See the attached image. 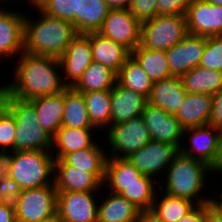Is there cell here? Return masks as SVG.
Segmentation results:
<instances>
[{
    "label": "cell",
    "mask_w": 222,
    "mask_h": 222,
    "mask_svg": "<svg viewBox=\"0 0 222 222\" xmlns=\"http://www.w3.org/2000/svg\"><path fill=\"white\" fill-rule=\"evenodd\" d=\"M85 35L90 39L93 62L110 68L116 74L131 56V51L128 48L99 32H89Z\"/></svg>",
    "instance_id": "cell-21"
},
{
    "label": "cell",
    "mask_w": 222,
    "mask_h": 222,
    "mask_svg": "<svg viewBox=\"0 0 222 222\" xmlns=\"http://www.w3.org/2000/svg\"><path fill=\"white\" fill-rule=\"evenodd\" d=\"M53 175L54 156L51 151H13L9 177L22 190L54 185Z\"/></svg>",
    "instance_id": "cell-5"
},
{
    "label": "cell",
    "mask_w": 222,
    "mask_h": 222,
    "mask_svg": "<svg viewBox=\"0 0 222 222\" xmlns=\"http://www.w3.org/2000/svg\"><path fill=\"white\" fill-rule=\"evenodd\" d=\"M12 1H15V0H4V3L6 5V3ZM19 1V0H18ZM25 1V0H24ZM44 0H27V2H29V6L31 5V8H37Z\"/></svg>",
    "instance_id": "cell-53"
},
{
    "label": "cell",
    "mask_w": 222,
    "mask_h": 222,
    "mask_svg": "<svg viewBox=\"0 0 222 222\" xmlns=\"http://www.w3.org/2000/svg\"><path fill=\"white\" fill-rule=\"evenodd\" d=\"M218 190H220V191H222L221 189H219L218 188ZM211 195V205L212 206H214L219 212H221L222 213V192H221V194L219 193L218 195H220V197L218 196H212V194H210ZM219 198V199H218Z\"/></svg>",
    "instance_id": "cell-51"
},
{
    "label": "cell",
    "mask_w": 222,
    "mask_h": 222,
    "mask_svg": "<svg viewBox=\"0 0 222 222\" xmlns=\"http://www.w3.org/2000/svg\"><path fill=\"white\" fill-rule=\"evenodd\" d=\"M62 127L68 128H95L92 126L87 113L83 93L73 87L64 90V113Z\"/></svg>",
    "instance_id": "cell-29"
},
{
    "label": "cell",
    "mask_w": 222,
    "mask_h": 222,
    "mask_svg": "<svg viewBox=\"0 0 222 222\" xmlns=\"http://www.w3.org/2000/svg\"><path fill=\"white\" fill-rule=\"evenodd\" d=\"M205 216V204L197 205L190 213L182 217L178 222H203Z\"/></svg>",
    "instance_id": "cell-45"
},
{
    "label": "cell",
    "mask_w": 222,
    "mask_h": 222,
    "mask_svg": "<svg viewBox=\"0 0 222 222\" xmlns=\"http://www.w3.org/2000/svg\"><path fill=\"white\" fill-rule=\"evenodd\" d=\"M221 134V130L210 124L184 129L183 138L187 135L189 140L181 144L180 153L210 166L215 158Z\"/></svg>",
    "instance_id": "cell-13"
},
{
    "label": "cell",
    "mask_w": 222,
    "mask_h": 222,
    "mask_svg": "<svg viewBox=\"0 0 222 222\" xmlns=\"http://www.w3.org/2000/svg\"><path fill=\"white\" fill-rule=\"evenodd\" d=\"M194 0H157V15H185Z\"/></svg>",
    "instance_id": "cell-41"
},
{
    "label": "cell",
    "mask_w": 222,
    "mask_h": 222,
    "mask_svg": "<svg viewBox=\"0 0 222 222\" xmlns=\"http://www.w3.org/2000/svg\"><path fill=\"white\" fill-rule=\"evenodd\" d=\"M13 222H23V221H20V220H18V219H15Z\"/></svg>",
    "instance_id": "cell-55"
},
{
    "label": "cell",
    "mask_w": 222,
    "mask_h": 222,
    "mask_svg": "<svg viewBox=\"0 0 222 222\" xmlns=\"http://www.w3.org/2000/svg\"><path fill=\"white\" fill-rule=\"evenodd\" d=\"M53 183L57 192H101L103 184L92 174L54 160ZM101 190V191H100Z\"/></svg>",
    "instance_id": "cell-18"
},
{
    "label": "cell",
    "mask_w": 222,
    "mask_h": 222,
    "mask_svg": "<svg viewBox=\"0 0 222 222\" xmlns=\"http://www.w3.org/2000/svg\"><path fill=\"white\" fill-rule=\"evenodd\" d=\"M212 108V95L187 93L180 105L176 119L183 129L208 124Z\"/></svg>",
    "instance_id": "cell-24"
},
{
    "label": "cell",
    "mask_w": 222,
    "mask_h": 222,
    "mask_svg": "<svg viewBox=\"0 0 222 222\" xmlns=\"http://www.w3.org/2000/svg\"><path fill=\"white\" fill-rule=\"evenodd\" d=\"M3 85L0 84V88ZM16 120L0 102V149L14 151Z\"/></svg>",
    "instance_id": "cell-39"
},
{
    "label": "cell",
    "mask_w": 222,
    "mask_h": 222,
    "mask_svg": "<svg viewBox=\"0 0 222 222\" xmlns=\"http://www.w3.org/2000/svg\"><path fill=\"white\" fill-rule=\"evenodd\" d=\"M0 102L16 120L14 151H51L53 137L38 123L35 108L29 101L17 99L1 87Z\"/></svg>",
    "instance_id": "cell-4"
},
{
    "label": "cell",
    "mask_w": 222,
    "mask_h": 222,
    "mask_svg": "<svg viewBox=\"0 0 222 222\" xmlns=\"http://www.w3.org/2000/svg\"><path fill=\"white\" fill-rule=\"evenodd\" d=\"M98 193L57 192L56 212L64 222H97Z\"/></svg>",
    "instance_id": "cell-11"
},
{
    "label": "cell",
    "mask_w": 222,
    "mask_h": 222,
    "mask_svg": "<svg viewBox=\"0 0 222 222\" xmlns=\"http://www.w3.org/2000/svg\"><path fill=\"white\" fill-rule=\"evenodd\" d=\"M111 124L127 122L142 116L147 97L121 86L117 81L111 89Z\"/></svg>",
    "instance_id": "cell-20"
},
{
    "label": "cell",
    "mask_w": 222,
    "mask_h": 222,
    "mask_svg": "<svg viewBox=\"0 0 222 222\" xmlns=\"http://www.w3.org/2000/svg\"><path fill=\"white\" fill-rule=\"evenodd\" d=\"M109 10L105 0H79V34L98 32Z\"/></svg>",
    "instance_id": "cell-35"
},
{
    "label": "cell",
    "mask_w": 222,
    "mask_h": 222,
    "mask_svg": "<svg viewBox=\"0 0 222 222\" xmlns=\"http://www.w3.org/2000/svg\"><path fill=\"white\" fill-rule=\"evenodd\" d=\"M13 151L0 150V180L9 177L12 165Z\"/></svg>",
    "instance_id": "cell-44"
},
{
    "label": "cell",
    "mask_w": 222,
    "mask_h": 222,
    "mask_svg": "<svg viewBox=\"0 0 222 222\" xmlns=\"http://www.w3.org/2000/svg\"><path fill=\"white\" fill-rule=\"evenodd\" d=\"M180 78L187 93L213 95L222 89V71L207 69L200 65Z\"/></svg>",
    "instance_id": "cell-28"
},
{
    "label": "cell",
    "mask_w": 222,
    "mask_h": 222,
    "mask_svg": "<svg viewBox=\"0 0 222 222\" xmlns=\"http://www.w3.org/2000/svg\"><path fill=\"white\" fill-rule=\"evenodd\" d=\"M38 8L49 16L72 22L79 34V0H44Z\"/></svg>",
    "instance_id": "cell-36"
},
{
    "label": "cell",
    "mask_w": 222,
    "mask_h": 222,
    "mask_svg": "<svg viewBox=\"0 0 222 222\" xmlns=\"http://www.w3.org/2000/svg\"><path fill=\"white\" fill-rule=\"evenodd\" d=\"M15 219L14 204L0 201V222H13Z\"/></svg>",
    "instance_id": "cell-47"
},
{
    "label": "cell",
    "mask_w": 222,
    "mask_h": 222,
    "mask_svg": "<svg viewBox=\"0 0 222 222\" xmlns=\"http://www.w3.org/2000/svg\"><path fill=\"white\" fill-rule=\"evenodd\" d=\"M186 94L181 78L172 76L153 83L151 94L147 99L150 105L175 116Z\"/></svg>",
    "instance_id": "cell-23"
},
{
    "label": "cell",
    "mask_w": 222,
    "mask_h": 222,
    "mask_svg": "<svg viewBox=\"0 0 222 222\" xmlns=\"http://www.w3.org/2000/svg\"><path fill=\"white\" fill-rule=\"evenodd\" d=\"M189 34L199 36L222 35V6L206 0H194L185 13Z\"/></svg>",
    "instance_id": "cell-16"
},
{
    "label": "cell",
    "mask_w": 222,
    "mask_h": 222,
    "mask_svg": "<svg viewBox=\"0 0 222 222\" xmlns=\"http://www.w3.org/2000/svg\"><path fill=\"white\" fill-rule=\"evenodd\" d=\"M63 83L73 87L82 77L83 72L93 62L90 39L85 34H78L59 58ZM65 78V79H64Z\"/></svg>",
    "instance_id": "cell-15"
},
{
    "label": "cell",
    "mask_w": 222,
    "mask_h": 222,
    "mask_svg": "<svg viewBox=\"0 0 222 222\" xmlns=\"http://www.w3.org/2000/svg\"><path fill=\"white\" fill-rule=\"evenodd\" d=\"M159 185V183H131L124 186L120 194L139 210H148L152 208Z\"/></svg>",
    "instance_id": "cell-37"
},
{
    "label": "cell",
    "mask_w": 222,
    "mask_h": 222,
    "mask_svg": "<svg viewBox=\"0 0 222 222\" xmlns=\"http://www.w3.org/2000/svg\"><path fill=\"white\" fill-rule=\"evenodd\" d=\"M206 36L187 34L181 41L166 50L172 76L181 77L197 67L204 53Z\"/></svg>",
    "instance_id": "cell-14"
},
{
    "label": "cell",
    "mask_w": 222,
    "mask_h": 222,
    "mask_svg": "<svg viewBox=\"0 0 222 222\" xmlns=\"http://www.w3.org/2000/svg\"><path fill=\"white\" fill-rule=\"evenodd\" d=\"M107 192L99 197L97 222H136L140 210L121 194Z\"/></svg>",
    "instance_id": "cell-27"
},
{
    "label": "cell",
    "mask_w": 222,
    "mask_h": 222,
    "mask_svg": "<svg viewBox=\"0 0 222 222\" xmlns=\"http://www.w3.org/2000/svg\"><path fill=\"white\" fill-rule=\"evenodd\" d=\"M21 187L10 177L0 180V201L14 204L21 194Z\"/></svg>",
    "instance_id": "cell-42"
},
{
    "label": "cell",
    "mask_w": 222,
    "mask_h": 222,
    "mask_svg": "<svg viewBox=\"0 0 222 222\" xmlns=\"http://www.w3.org/2000/svg\"><path fill=\"white\" fill-rule=\"evenodd\" d=\"M40 222H64L60 215L56 212L52 216L41 220Z\"/></svg>",
    "instance_id": "cell-52"
},
{
    "label": "cell",
    "mask_w": 222,
    "mask_h": 222,
    "mask_svg": "<svg viewBox=\"0 0 222 222\" xmlns=\"http://www.w3.org/2000/svg\"><path fill=\"white\" fill-rule=\"evenodd\" d=\"M19 58V59H18ZM18 59V60H17ZM16 59L13 80L2 87L13 97L30 101L65 90L59 59L22 52ZM11 82V83H10Z\"/></svg>",
    "instance_id": "cell-1"
},
{
    "label": "cell",
    "mask_w": 222,
    "mask_h": 222,
    "mask_svg": "<svg viewBox=\"0 0 222 222\" xmlns=\"http://www.w3.org/2000/svg\"><path fill=\"white\" fill-rule=\"evenodd\" d=\"M128 10L142 24L157 15V0H131Z\"/></svg>",
    "instance_id": "cell-40"
},
{
    "label": "cell",
    "mask_w": 222,
    "mask_h": 222,
    "mask_svg": "<svg viewBox=\"0 0 222 222\" xmlns=\"http://www.w3.org/2000/svg\"><path fill=\"white\" fill-rule=\"evenodd\" d=\"M100 132L98 134L97 132ZM97 137L103 134L96 128H68L60 127L56 135L53 137V145L51 153L54 160L62 159L66 154L92 147L97 141Z\"/></svg>",
    "instance_id": "cell-22"
},
{
    "label": "cell",
    "mask_w": 222,
    "mask_h": 222,
    "mask_svg": "<svg viewBox=\"0 0 222 222\" xmlns=\"http://www.w3.org/2000/svg\"><path fill=\"white\" fill-rule=\"evenodd\" d=\"M110 10L128 9L131 0H105Z\"/></svg>",
    "instance_id": "cell-50"
},
{
    "label": "cell",
    "mask_w": 222,
    "mask_h": 222,
    "mask_svg": "<svg viewBox=\"0 0 222 222\" xmlns=\"http://www.w3.org/2000/svg\"><path fill=\"white\" fill-rule=\"evenodd\" d=\"M106 131L107 144L103 145L109 146V151L106 150L107 158H126L152 140L142 116L127 122L111 124Z\"/></svg>",
    "instance_id": "cell-7"
},
{
    "label": "cell",
    "mask_w": 222,
    "mask_h": 222,
    "mask_svg": "<svg viewBox=\"0 0 222 222\" xmlns=\"http://www.w3.org/2000/svg\"><path fill=\"white\" fill-rule=\"evenodd\" d=\"M203 222H222V213L212 206L211 203H206Z\"/></svg>",
    "instance_id": "cell-48"
},
{
    "label": "cell",
    "mask_w": 222,
    "mask_h": 222,
    "mask_svg": "<svg viewBox=\"0 0 222 222\" xmlns=\"http://www.w3.org/2000/svg\"><path fill=\"white\" fill-rule=\"evenodd\" d=\"M188 34L185 15H156L141 24L140 46L166 51Z\"/></svg>",
    "instance_id": "cell-6"
},
{
    "label": "cell",
    "mask_w": 222,
    "mask_h": 222,
    "mask_svg": "<svg viewBox=\"0 0 222 222\" xmlns=\"http://www.w3.org/2000/svg\"><path fill=\"white\" fill-rule=\"evenodd\" d=\"M131 56L153 83L172 77L165 51L149 50L139 45L131 51Z\"/></svg>",
    "instance_id": "cell-30"
},
{
    "label": "cell",
    "mask_w": 222,
    "mask_h": 222,
    "mask_svg": "<svg viewBox=\"0 0 222 222\" xmlns=\"http://www.w3.org/2000/svg\"><path fill=\"white\" fill-rule=\"evenodd\" d=\"M24 16L21 9L0 6V65L2 59L16 60L24 51Z\"/></svg>",
    "instance_id": "cell-12"
},
{
    "label": "cell",
    "mask_w": 222,
    "mask_h": 222,
    "mask_svg": "<svg viewBox=\"0 0 222 222\" xmlns=\"http://www.w3.org/2000/svg\"><path fill=\"white\" fill-rule=\"evenodd\" d=\"M158 193L159 191H157L151 209L164 222H178L197 206L193 201L174 197L165 192H162L163 195H161V192L159 195Z\"/></svg>",
    "instance_id": "cell-33"
},
{
    "label": "cell",
    "mask_w": 222,
    "mask_h": 222,
    "mask_svg": "<svg viewBox=\"0 0 222 222\" xmlns=\"http://www.w3.org/2000/svg\"><path fill=\"white\" fill-rule=\"evenodd\" d=\"M136 222H164L152 209L140 210Z\"/></svg>",
    "instance_id": "cell-49"
},
{
    "label": "cell",
    "mask_w": 222,
    "mask_h": 222,
    "mask_svg": "<svg viewBox=\"0 0 222 222\" xmlns=\"http://www.w3.org/2000/svg\"><path fill=\"white\" fill-rule=\"evenodd\" d=\"M131 183H158V181L141 174L126 158H107L103 183L105 191L120 194L124 190V186Z\"/></svg>",
    "instance_id": "cell-19"
},
{
    "label": "cell",
    "mask_w": 222,
    "mask_h": 222,
    "mask_svg": "<svg viewBox=\"0 0 222 222\" xmlns=\"http://www.w3.org/2000/svg\"><path fill=\"white\" fill-rule=\"evenodd\" d=\"M179 153L180 149L176 145L151 140L139 150L132 152L126 159L141 174L158 181L160 177L157 176L164 177L163 174Z\"/></svg>",
    "instance_id": "cell-9"
},
{
    "label": "cell",
    "mask_w": 222,
    "mask_h": 222,
    "mask_svg": "<svg viewBox=\"0 0 222 222\" xmlns=\"http://www.w3.org/2000/svg\"><path fill=\"white\" fill-rule=\"evenodd\" d=\"M209 170L210 174L212 173L213 176L215 175V173L218 174L219 177L220 175H222V134L219 139L218 149L216 151L215 158L209 166Z\"/></svg>",
    "instance_id": "cell-46"
},
{
    "label": "cell",
    "mask_w": 222,
    "mask_h": 222,
    "mask_svg": "<svg viewBox=\"0 0 222 222\" xmlns=\"http://www.w3.org/2000/svg\"><path fill=\"white\" fill-rule=\"evenodd\" d=\"M117 82L121 86L141 93L147 98L150 96L153 87V82L132 56L125 61V64L117 73Z\"/></svg>",
    "instance_id": "cell-34"
},
{
    "label": "cell",
    "mask_w": 222,
    "mask_h": 222,
    "mask_svg": "<svg viewBox=\"0 0 222 222\" xmlns=\"http://www.w3.org/2000/svg\"><path fill=\"white\" fill-rule=\"evenodd\" d=\"M116 81L117 74L114 71L100 63L92 62L73 88L81 93L111 90Z\"/></svg>",
    "instance_id": "cell-31"
},
{
    "label": "cell",
    "mask_w": 222,
    "mask_h": 222,
    "mask_svg": "<svg viewBox=\"0 0 222 222\" xmlns=\"http://www.w3.org/2000/svg\"><path fill=\"white\" fill-rule=\"evenodd\" d=\"M111 90L83 93L91 124L98 131L111 126Z\"/></svg>",
    "instance_id": "cell-32"
},
{
    "label": "cell",
    "mask_w": 222,
    "mask_h": 222,
    "mask_svg": "<svg viewBox=\"0 0 222 222\" xmlns=\"http://www.w3.org/2000/svg\"><path fill=\"white\" fill-rule=\"evenodd\" d=\"M89 148L73 151L66 154L62 160L70 166L92 173L102 184L105 180L107 152L102 141ZM101 143V145H99Z\"/></svg>",
    "instance_id": "cell-25"
},
{
    "label": "cell",
    "mask_w": 222,
    "mask_h": 222,
    "mask_svg": "<svg viewBox=\"0 0 222 222\" xmlns=\"http://www.w3.org/2000/svg\"><path fill=\"white\" fill-rule=\"evenodd\" d=\"M207 173L210 174L207 164L179 153L168 166L165 178L159 180L161 185L158 188L161 190L164 187V191L161 192L193 201L197 205L210 203L211 196L204 193L211 183L207 181L208 176H211ZM207 183H209L208 188Z\"/></svg>",
    "instance_id": "cell-3"
},
{
    "label": "cell",
    "mask_w": 222,
    "mask_h": 222,
    "mask_svg": "<svg viewBox=\"0 0 222 222\" xmlns=\"http://www.w3.org/2000/svg\"><path fill=\"white\" fill-rule=\"evenodd\" d=\"M208 124L222 131V89L212 95V108Z\"/></svg>",
    "instance_id": "cell-43"
},
{
    "label": "cell",
    "mask_w": 222,
    "mask_h": 222,
    "mask_svg": "<svg viewBox=\"0 0 222 222\" xmlns=\"http://www.w3.org/2000/svg\"><path fill=\"white\" fill-rule=\"evenodd\" d=\"M41 16H24V52L59 59L78 35L72 22L52 17L36 9Z\"/></svg>",
    "instance_id": "cell-2"
},
{
    "label": "cell",
    "mask_w": 222,
    "mask_h": 222,
    "mask_svg": "<svg viewBox=\"0 0 222 222\" xmlns=\"http://www.w3.org/2000/svg\"><path fill=\"white\" fill-rule=\"evenodd\" d=\"M199 65L207 69L222 71V35L206 37L205 50Z\"/></svg>",
    "instance_id": "cell-38"
},
{
    "label": "cell",
    "mask_w": 222,
    "mask_h": 222,
    "mask_svg": "<svg viewBox=\"0 0 222 222\" xmlns=\"http://www.w3.org/2000/svg\"><path fill=\"white\" fill-rule=\"evenodd\" d=\"M206 1L211 3L212 5L222 6V0H206Z\"/></svg>",
    "instance_id": "cell-54"
},
{
    "label": "cell",
    "mask_w": 222,
    "mask_h": 222,
    "mask_svg": "<svg viewBox=\"0 0 222 222\" xmlns=\"http://www.w3.org/2000/svg\"><path fill=\"white\" fill-rule=\"evenodd\" d=\"M98 32L130 51L140 45L141 23L128 9L109 10Z\"/></svg>",
    "instance_id": "cell-10"
},
{
    "label": "cell",
    "mask_w": 222,
    "mask_h": 222,
    "mask_svg": "<svg viewBox=\"0 0 222 222\" xmlns=\"http://www.w3.org/2000/svg\"><path fill=\"white\" fill-rule=\"evenodd\" d=\"M35 108L38 123L54 137L61 127L64 113V90L53 95L37 97L29 101Z\"/></svg>",
    "instance_id": "cell-26"
},
{
    "label": "cell",
    "mask_w": 222,
    "mask_h": 222,
    "mask_svg": "<svg viewBox=\"0 0 222 222\" xmlns=\"http://www.w3.org/2000/svg\"><path fill=\"white\" fill-rule=\"evenodd\" d=\"M142 117L152 140L173 144L180 149L184 129L175 116L147 103Z\"/></svg>",
    "instance_id": "cell-17"
},
{
    "label": "cell",
    "mask_w": 222,
    "mask_h": 222,
    "mask_svg": "<svg viewBox=\"0 0 222 222\" xmlns=\"http://www.w3.org/2000/svg\"><path fill=\"white\" fill-rule=\"evenodd\" d=\"M57 191L54 185L22 190L14 203L16 219L40 222L56 213Z\"/></svg>",
    "instance_id": "cell-8"
}]
</instances>
